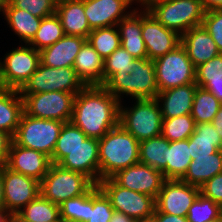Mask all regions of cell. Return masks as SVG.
Here are the masks:
<instances>
[{
	"instance_id": "6da1fadb",
	"label": "cell",
	"mask_w": 222,
	"mask_h": 222,
	"mask_svg": "<svg viewBox=\"0 0 222 222\" xmlns=\"http://www.w3.org/2000/svg\"><path fill=\"white\" fill-rule=\"evenodd\" d=\"M120 104L103 86H85L75 96L70 122L99 140L119 125Z\"/></svg>"
},
{
	"instance_id": "7a4b0ae2",
	"label": "cell",
	"mask_w": 222,
	"mask_h": 222,
	"mask_svg": "<svg viewBox=\"0 0 222 222\" xmlns=\"http://www.w3.org/2000/svg\"><path fill=\"white\" fill-rule=\"evenodd\" d=\"M99 142L100 180L139 163L140 142L120 124L109 130Z\"/></svg>"
},
{
	"instance_id": "3957f363",
	"label": "cell",
	"mask_w": 222,
	"mask_h": 222,
	"mask_svg": "<svg viewBox=\"0 0 222 222\" xmlns=\"http://www.w3.org/2000/svg\"><path fill=\"white\" fill-rule=\"evenodd\" d=\"M103 87L120 102L124 94L132 96L133 99L156 98L159 89L154 60L135 59L130 65L119 68Z\"/></svg>"
},
{
	"instance_id": "277c9868",
	"label": "cell",
	"mask_w": 222,
	"mask_h": 222,
	"mask_svg": "<svg viewBox=\"0 0 222 222\" xmlns=\"http://www.w3.org/2000/svg\"><path fill=\"white\" fill-rule=\"evenodd\" d=\"M135 100L130 108L120 104L119 124L139 142L160 136L163 117L157 99Z\"/></svg>"
},
{
	"instance_id": "5b68a950",
	"label": "cell",
	"mask_w": 222,
	"mask_h": 222,
	"mask_svg": "<svg viewBox=\"0 0 222 222\" xmlns=\"http://www.w3.org/2000/svg\"><path fill=\"white\" fill-rule=\"evenodd\" d=\"M64 122L35 118L24 111L13 136V142L47 155L50 159Z\"/></svg>"
},
{
	"instance_id": "8992f818",
	"label": "cell",
	"mask_w": 222,
	"mask_h": 222,
	"mask_svg": "<svg viewBox=\"0 0 222 222\" xmlns=\"http://www.w3.org/2000/svg\"><path fill=\"white\" fill-rule=\"evenodd\" d=\"M93 185L84 174L51 164L40 182V194L59 205L65 200L85 194Z\"/></svg>"
},
{
	"instance_id": "52a82bcc",
	"label": "cell",
	"mask_w": 222,
	"mask_h": 222,
	"mask_svg": "<svg viewBox=\"0 0 222 222\" xmlns=\"http://www.w3.org/2000/svg\"><path fill=\"white\" fill-rule=\"evenodd\" d=\"M149 12L165 27L180 36L202 25L205 10L201 0H169L153 6Z\"/></svg>"
},
{
	"instance_id": "ba28073f",
	"label": "cell",
	"mask_w": 222,
	"mask_h": 222,
	"mask_svg": "<svg viewBox=\"0 0 222 222\" xmlns=\"http://www.w3.org/2000/svg\"><path fill=\"white\" fill-rule=\"evenodd\" d=\"M98 186L110 199L115 211L128 215L134 221H147L153 216L155 198L123 188L112 178L100 180Z\"/></svg>"
},
{
	"instance_id": "9c48e42d",
	"label": "cell",
	"mask_w": 222,
	"mask_h": 222,
	"mask_svg": "<svg viewBox=\"0 0 222 222\" xmlns=\"http://www.w3.org/2000/svg\"><path fill=\"white\" fill-rule=\"evenodd\" d=\"M84 87L73 67L53 68L40 62L37 70L18 91L20 94L60 91L76 95Z\"/></svg>"
},
{
	"instance_id": "30bf717a",
	"label": "cell",
	"mask_w": 222,
	"mask_h": 222,
	"mask_svg": "<svg viewBox=\"0 0 222 222\" xmlns=\"http://www.w3.org/2000/svg\"><path fill=\"white\" fill-rule=\"evenodd\" d=\"M154 67L159 92L195 83L196 68L181 44L155 59Z\"/></svg>"
},
{
	"instance_id": "8fae6325",
	"label": "cell",
	"mask_w": 222,
	"mask_h": 222,
	"mask_svg": "<svg viewBox=\"0 0 222 222\" xmlns=\"http://www.w3.org/2000/svg\"><path fill=\"white\" fill-rule=\"evenodd\" d=\"M23 98V110L35 118L70 122L75 94L49 91L35 94H20Z\"/></svg>"
},
{
	"instance_id": "7c38bea8",
	"label": "cell",
	"mask_w": 222,
	"mask_h": 222,
	"mask_svg": "<svg viewBox=\"0 0 222 222\" xmlns=\"http://www.w3.org/2000/svg\"><path fill=\"white\" fill-rule=\"evenodd\" d=\"M3 60H0V88L19 90L37 70L40 51L26 44L8 52Z\"/></svg>"
},
{
	"instance_id": "4fadbf2b",
	"label": "cell",
	"mask_w": 222,
	"mask_h": 222,
	"mask_svg": "<svg viewBox=\"0 0 222 222\" xmlns=\"http://www.w3.org/2000/svg\"><path fill=\"white\" fill-rule=\"evenodd\" d=\"M200 188L179 179H166L155 199V212L186 217Z\"/></svg>"
},
{
	"instance_id": "5bb4252c",
	"label": "cell",
	"mask_w": 222,
	"mask_h": 222,
	"mask_svg": "<svg viewBox=\"0 0 222 222\" xmlns=\"http://www.w3.org/2000/svg\"><path fill=\"white\" fill-rule=\"evenodd\" d=\"M4 188L5 208L16 215L24 206L40 194V182L26 175L0 167Z\"/></svg>"
},
{
	"instance_id": "9a60e30c",
	"label": "cell",
	"mask_w": 222,
	"mask_h": 222,
	"mask_svg": "<svg viewBox=\"0 0 222 222\" xmlns=\"http://www.w3.org/2000/svg\"><path fill=\"white\" fill-rule=\"evenodd\" d=\"M142 38L148 59L155 60L181 44V36L165 28L149 11H142Z\"/></svg>"
},
{
	"instance_id": "2e32d148",
	"label": "cell",
	"mask_w": 222,
	"mask_h": 222,
	"mask_svg": "<svg viewBox=\"0 0 222 222\" xmlns=\"http://www.w3.org/2000/svg\"><path fill=\"white\" fill-rule=\"evenodd\" d=\"M111 178L123 188L147 194L155 199L166 180L162 171L140 162L118 171Z\"/></svg>"
},
{
	"instance_id": "e0dca14e",
	"label": "cell",
	"mask_w": 222,
	"mask_h": 222,
	"mask_svg": "<svg viewBox=\"0 0 222 222\" xmlns=\"http://www.w3.org/2000/svg\"><path fill=\"white\" fill-rule=\"evenodd\" d=\"M98 139L87 137L58 163L61 167L87 176L94 184L100 182Z\"/></svg>"
},
{
	"instance_id": "ac0fdd59",
	"label": "cell",
	"mask_w": 222,
	"mask_h": 222,
	"mask_svg": "<svg viewBox=\"0 0 222 222\" xmlns=\"http://www.w3.org/2000/svg\"><path fill=\"white\" fill-rule=\"evenodd\" d=\"M133 0H84V12L91 29L117 26L130 12Z\"/></svg>"
},
{
	"instance_id": "d6986e66",
	"label": "cell",
	"mask_w": 222,
	"mask_h": 222,
	"mask_svg": "<svg viewBox=\"0 0 222 222\" xmlns=\"http://www.w3.org/2000/svg\"><path fill=\"white\" fill-rule=\"evenodd\" d=\"M50 158L36 150L21 147L12 142L6 167L11 171L26 175L39 182L47 174Z\"/></svg>"
},
{
	"instance_id": "ffe728a7",
	"label": "cell",
	"mask_w": 222,
	"mask_h": 222,
	"mask_svg": "<svg viewBox=\"0 0 222 222\" xmlns=\"http://www.w3.org/2000/svg\"><path fill=\"white\" fill-rule=\"evenodd\" d=\"M181 45L195 68L220 54L216 43L203 25L193 27L182 34Z\"/></svg>"
},
{
	"instance_id": "44dd1931",
	"label": "cell",
	"mask_w": 222,
	"mask_h": 222,
	"mask_svg": "<svg viewBox=\"0 0 222 222\" xmlns=\"http://www.w3.org/2000/svg\"><path fill=\"white\" fill-rule=\"evenodd\" d=\"M86 41L81 36L64 35L56 43L40 51V61L53 68L73 67L76 55Z\"/></svg>"
},
{
	"instance_id": "7402d4cb",
	"label": "cell",
	"mask_w": 222,
	"mask_h": 222,
	"mask_svg": "<svg viewBox=\"0 0 222 222\" xmlns=\"http://www.w3.org/2000/svg\"><path fill=\"white\" fill-rule=\"evenodd\" d=\"M197 87L196 83H190L158 92L156 99L159 103L163 119L191 114Z\"/></svg>"
},
{
	"instance_id": "603a6c76",
	"label": "cell",
	"mask_w": 222,
	"mask_h": 222,
	"mask_svg": "<svg viewBox=\"0 0 222 222\" xmlns=\"http://www.w3.org/2000/svg\"><path fill=\"white\" fill-rule=\"evenodd\" d=\"M120 35V45L127 50L135 59L148 58L147 49L142 38V9L137 8L122 18L117 23Z\"/></svg>"
},
{
	"instance_id": "cb8c5ba5",
	"label": "cell",
	"mask_w": 222,
	"mask_h": 222,
	"mask_svg": "<svg viewBox=\"0 0 222 222\" xmlns=\"http://www.w3.org/2000/svg\"><path fill=\"white\" fill-rule=\"evenodd\" d=\"M103 67L104 59L86 41L76 55L73 65L77 76L85 86H103Z\"/></svg>"
},
{
	"instance_id": "d4e9b609",
	"label": "cell",
	"mask_w": 222,
	"mask_h": 222,
	"mask_svg": "<svg viewBox=\"0 0 222 222\" xmlns=\"http://www.w3.org/2000/svg\"><path fill=\"white\" fill-rule=\"evenodd\" d=\"M55 14L60 18L65 35L87 39L92 31L84 12V0H58Z\"/></svg>"
},
{
	"instance_id": "484cf974",
	"label": "cell",
	"mask_w": 222,
	"mask_h": 222,
	"mask_svg": "<svg viewBox=\"0 0 222 222\" xmlns=\"http://www.w3.org/2000/svg\"><path fill=\"white\" fill-rule=\"evenodd\" d=\"M219 173H222V150L193 159L180 180L200 188L207 180Z\"/></svg>"
},
{
	"instance_id": "4316f807",
	"label": "cell",
	"mask_w": 222,
	"mask_h": 222,
	"mask_svg": "<svg viewBox=\"0 0 222 222\" xmlns=\"http://www.w3.org/2000/svg\"><path fill=\"white\" fill-rule=\"evenodd\" d=\"M23 111V98L19 91L0 88V130L14 136Z\"/></svg>"
},
{
	"instance_id": "83f0119b",
	"label": "cell",
	"mask_w": 222,
	"mask_h": 222,
	"mask_svg": "<svg viewBox=\"0 0 222 222\" xmlns=\"http://www.w3.org/2000/svg\"><path fill=\"white\" fill-rule=\"evenodd\" d=\"M188 141L192 160L222 150V139L212 123L195 124L194 133Z\"/></svg>"
},
{
	"instance_id": "f1b7e54d",
	"label": "cell",
	"mask_w": 222,
	"mask_h": 222,
	"mask_svg": "<svg viewBox=\"0 0 222 222\" xmlns=\"http://www.w3.org/2000/svg\"><path fill=\"white\" fill-rule=\"evenodd\" d=\"M2 13L9 27L25 44L33 39L42 21V18L33 16L29 11L15 8L11 3L5 7Z\"/></svg>"
},
{
	"instance_id": "f546056e",
	"label": "cell",
	"mask_w": 222,
	"mask_h": 222,
	"mask_svg": "<svg viewBox=\"0 0 222 222\" xmlns=\"http://www.w3.org/2000/svg\"><path fill=\"white\" fill-rule=\"evenodd\" d=\"M13 221L52 222L62 220L60 219L59 205L39 194L16 215H13Z\"/></svg>"
},
{
	"instance_id": "4dcf8cb0",
	"label": "cell",
	"mask_w": 222,
	"mask_h": 222,
	"mask_svg": "<svg viewBox=\"0 0 222 222\" xmlns=\"http://www.w3.org/2000/svg\"><path fill=\"white\" fill-rule=\"evenodd\" d=\"M192 161L188 139L169 142L167 165L162 170L165 179H181Z\"/></svg>"
},
{
	"instance_id": "1f68e13d",
	"label": "cell",
	"mask_w": 222,
	"mask_h": 222,
	"mask_svg": "<svg viewBox=\"0 0 222 222\" xmlns=\"http://www.w3.org/2000/svg\"><path fill=\"white\" fill-rule=\"evenodd\" d=\"M169 141L162 135L140 142L139 162L162 171L167 165Z\"/></svg>"
},
{
	"instance_id": "d6a6232c",
	"label": "cell",
	"mask_w": 222,
	"mask_h": 222,
	"mask_svg": "<svg viewBox=\"0 0 222 222\" xmlns=\"http://www.w3.org/2000/svg\"><path fill=\"white\" fill-rule=\"evenodd\" d=\"M221 105L222 103L211 92L197 87L191 111L195 124L211 123Z\"/></svg>"
},
{
	"instance_id": "836d02e7",
	"label": "cell",
	"mask_w": 222,
	"mask_h": 222,
	"mask_svg": "<svg viewBox=\"0 0 222 222\" xmlns=\"http://www.w3.org/2000/svg\"><path fill=\"white\" fill-rule=\"evenodd\" d=\"M87 135L71 122H66L60 131L53 154L51 164H58L67 154L78 147Z\"/></svg>"
},
{
	"instance_id": "e575fe53",
	"label": "cell",
	"mask_w": 222,
	"mask_h": 222,
	"mask_svg": "<svg viewBox=\"0 0 222 222\" xmlns=\"http://www.w3.org/2000/svg\"><path fill=\"white\" fill-rule=\"evenodd\" d=\"M65 35L60 18L54 14L52 16L42 18L39 29L28 45L37 51L51 46Z\"/></svg>"
},
{
	"instance_id": "d590c367",
	"label": "cell",
	"mask_w": 222,
	"mask_h": 222,
	"mask_svg": "<svg viewBox=\"0 0 222 222\" xmlns=\"http://www.w3.org/2000/svg\"><path fill=\"white\" fill-rule=\"evenodd\" d=\"M87 41L104 60L121 46L117 26L92 29Z\"/></svg>"
},
{
	"instance_id": "8d00e7d4",
	"label": "cell",
	"mask_w": 222,
	"mask_h": 222,
	"mask_svg": "<svg viewBox=\"0 0 222 222\" xmlns=\"http://www.w3.org/2000/svg\"><path fill=\"white\" fill-rule=\"evenodd\" d=\"M110 199L94 184L89 189V213L87 222H110L114 214Z\"/></svg>"
},
{
	"instance_id": "74e56055",
	"label": "cell",
	"mask_w": 222,
	"mask_h": 222,
	"mask_svg": "<svg viewBox=\"0 0 222 222\" xmlns=\"http://www.w3.org/2000/svg\"><path fill=\"white\" fill-rule=\"evenodd\" d=\"M195 130V122L191 114L163 119L161 135L169 142L188 139Z\"/></svg>"
},
{
	"instance_id": "f35d334b",
	"label": "cell",
	"mask_w": 222,
	"mask_h": 222,
	"mask_svg": "<svg viewBox=\"0 0 222 222\" xmlns=\"http://www.w3.org/2000/svg\"><path fill=\"white\" fill-rule=\"evenodd\" d=\"M188 222H208L222 218V206L201 193L193 202L187 213Z\"/></svg>"
},
{
	"instance_id": "ab89813d",
	"label": "cell",
	"mask_w": 222,
	"mask_h": 222,
	"mask_svg": "<svg viewBox=\"0 0 222 222\" xmlns=\"http://www.w3.org/2000/svg\"><path fill=\"white\" fill-rule=\"evenodd\" d=\"M62 222H87L89 213V190L76 198L68 199L59 204Z\"/></svg>"
},
{
	"instance_id": "60d3db41",
	"label": "cell",
	"mask_w": 222,
	"mask_h": 222,
	"mask_svg": "<svg viewBox=\"0 0 222 222\" xmlns=\"http://www.w3.org/2000/svg\"><path fill=\"white\" fill-rule=\"evenodd\" d=\"M58 0H10V3L19 9L29 11L33 16L46 18L56 13Z\"/></svg>"
},
{
	"instance_id": "b9f144b4",
	"label": "cell",
	"mask_w": 222,
	"mask_h": 222,
	"mask_svg": "<svg viewBox=\"0 0 222 222\" xmlns=\"http://www.w3.org/2000/svg\"><path fill=\"white\" fill-rule=\"evenodd\" d=\"M135 58L121 46L104 60L103 76L104 84L117 72L133 63Z\"/></svg>"
},
{
	"instance_id": "7bdbcfd3",
	"label": "cell",
	"mask_w": 222,
	"mask_h": 222,
	"mask_svg": "<svg viewBox=\"0 0 222 222\" xmlns=\"http://www.w3.org/2000/svg\"><path fill=\"white\" fill-rule=\"evenodd\" d=\"M222 80V53L196 67L195 81Z\"/></svg>"
},
{
	"instance_id": "ee69618b",
	"label": "cell",
	"mask_w": 222,
	"mask_h": 222,
	"mask_svg": "<svg viewBox=\"0 0 222 222\" xmlns=\"http://www.w3.org/2000/svg\"><path fill=\"white\" fill-rule=\"evenodd\" d=\"M202 25L211 35L219 52L222 53V9L205 11Z\"/></svg>"
},
{
	"instance_id": "f6af8a7d",
	"label": "cell",
	"mask_w": 222,
	"mask_h": 222,
	"mask_svg": "<svg viewBox=\"0 0 222 222\" xmlns=\"http://www.w3.org/2000/svg\"><path fill=\"white\" fill-rule=\"evenodd\" d=\"M200 193L215 203L222 206V173L213 176L207 180L201 187Z\"/></svg>"
},
{
	"instance_id": "bcb514c9",
	"label": "cell",
	"mask_w": 222,
	"mask_h": 222,
	"mask_svg": "<svg viewBox=\"0 0 222 222\" xmlns=\"http://www.w3.org/2000/svg\"><path fill=\"white\" fill-rule=\"evenodd\" d=\"M13 136L0 130V167L6 166Z\"/></svg>"
},
{
	"instance_id": "7dc6e473",
	"label": "cell",
	"mask_w": 222,
	"mask_h": 222,
	"mask_svg": "<svg viewBox=\"0 0 222 222\" xmlns=\"http://www.w3.org/2000/svg\"><path fill=\"white\" fill-rule=\"evenodd\" d=\"M198 87L211 92L222 103V80L219 81H195Z\"/></svg>"
},
{
	"instance_id": "c3c4849f",
	"label": "cell",
	"mask_w": 222,
	"mask_h": 222,
	"mask_svg": "<svg viewBox=\"0 0 222 222\" xmlns=\"http://www.w3.org/2000/svg\"><path fill=\"white\" fill-rule=\"evenodd\" d=\"M150 220L152 222H188L186 217L170 215L162 212H154Z\"/></svg>"
},
{
	"instance_id": "681fc988",
	"label": "cell",
	"mask_w": 222,
	"mask_h": 222,
	"mask_svg": "<svg viewBox=\"0 0 222 222\" xmlns=\"http://www.w3.org/2000/svg\"><path fill=\"white\" fill-rule=\"evenodd\" d=\"M201 3L205 11L222 9V0H201Z\"/></svg>"
},
{
	"instance_id": "f907efd6",
	"label": "cell",
	"mask_w": 222,
	"mask_h": 222,
	"mask_svg": "<svg viewBox=\"0 0 222 222\" xmlns=\"http://www.w3.org/2000/svg\"><path fill=\"white\" fill-rule=\"evenodd\" d=\"M222 139V105L211 122Z\"/></svg>"
},
{
	"instance_id": "816d5d0a",
	"label": "cell",
	"mask_w": 222,
	"mask_h": 222,
	"mask_svg": "<svg viewBox=\"0 0 222 222\" xmlns=\"http://www.w3.org/2000/svg\"><path fill=\"white\" fill-rule=\"evenodd\" d=\"M136 1L137 3H141L140 5L144 8V11H149L153 6L159 4V3H163V2H167L169 0H133Z\"/></svg>"
},
{
	"instance_id": "f5cc1de1",
	"label": "cell",
	"mask_w": 222,
	"mask_h": 222,
	"mask_svg": "<svg viewBox=\"0 0 222 222\" xmlns=\"http://www.w3.org/2000/svg\"><path fill=\"white\" fill-rule=\"evenodd\" d=\"M110 222H135V221L124 213L114 211V214L110 219Z\"/></svg>"
},
{
	"instance_id": "db71d44e",
	"label": "cell",
	"mask_w": 222,
	"mask_h": 222,
	"mask_svg": "<svg viewBox=\"0 0 222 222\" xmlns=\"http://www.w3.org/2000/svg\"><path fill=\"white\" fill-rule=\"evenodd\" d=\"M0 222H13V215L6 209L0 210Z\"/></svg>"
},
{
	"instance_id": "11a10c76",
	"label": "cell",
	"mask_w": 222,
	"mask_h": 222,
	"mask_svg": "<svg viewBox=\"0 0 222 222\" xmlns=\"http://www.w3.org/2000/svg\"><path fill=\"white\" fill-rule=\"evenodd\" d=\"M1 209H6V208H5V203H4L3 181H2V176H1V172H0V210Z\"/></svg>"
},
{
	"instance_id": "9f6ffc18",
	"label": "cell",
	"mask_w": 222,
	"mask_h": 222,
	"mask_svg": "<svg viewBox=\"0 0 222 222\" xmlns=\"http://www.w3.org/2000/svg\"><path fill=\"white\" fill-rule=\"evenodd\" d=\"M9 3L10 0H0V12H2Z\"/></svg>"
},
{
	"instance_id": "6f0895ef",
	"label": "cell",
	"mask_w": 222,
	"mask_h": 222,
	"mask_svg": "<svg viewBox=\"0 0 222 222\" xmlns=\"http://www.w3.org/2000/svg\"><path fill=\"white\" fill-rule=\"evenodd\" d=\"M208 222H222V218L221 219H216V220H213V221H208Z\"/></svg>"
},
{
	"instance_id": "680465c9",
	"label": "cell",
	"mask_w": 222,
	"mask_h": 222,
	"mask_svg": "<svg viewBox=\"0 0 222 222\" xmlns=\"http://www.w3.org/2000/svg\"><path fill=\"white\" fill-rule=\"evenodd\" d=\"M13 222H29V221H13ZM52 222H62V221H52Z\"/></svg>"
},
{
	"instance_id": "91938a15",
	"label": "cell",
	"mask_w": 222,
	"mask_h": 222,
	"mask_svg": "<svg viewBox=\"0 0 222 222\" xmlns=\"http://www.w3.org/2000/svg\"><path fill=\"white\" fill-rule=\"evenodd\" d=\"M135 222H152L151 220H147V221H135Z\"/></svg>"
}]
</instances>
